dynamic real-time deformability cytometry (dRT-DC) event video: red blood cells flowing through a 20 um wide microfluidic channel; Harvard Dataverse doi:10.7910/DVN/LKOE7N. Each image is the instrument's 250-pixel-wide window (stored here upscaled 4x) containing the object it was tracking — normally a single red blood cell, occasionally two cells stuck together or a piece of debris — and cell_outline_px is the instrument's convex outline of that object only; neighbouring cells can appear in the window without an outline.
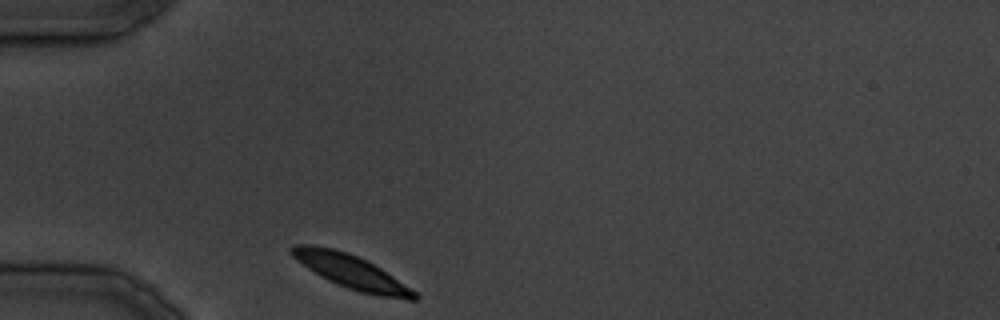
{"species": "common noctule bat (a hibernating species)", "species_latin": "Nyctalus noctula", "temperature_condition": "cold", "stored_images_in_passage": 22, "camera_frame_rate_fps": 3000, "um_per_image_px": 0.085, "animal": {"sex": "male", "body_mass_g": 19.5, "forearm_length_mm": 54.6}, "frame": {"image": 1, "passage_image": 1, "time_ms": 0.0, "image_size_px": [1000, 320], "cell_outline_px": [[420, 296], [416, 300], [408, 300], [380, 296], [360, 292], [336, 284], [328, 280], [308, 268], [292, 256], [288, 252], [288, 248], [292, 244], [312, 244], [332, 248], [348, 252], [380, 268], [416, 292]], "centroid_in_image_um": [29.81, 23.08], "position_along_channel_um": 55.2, "area_um2": 23.93}}
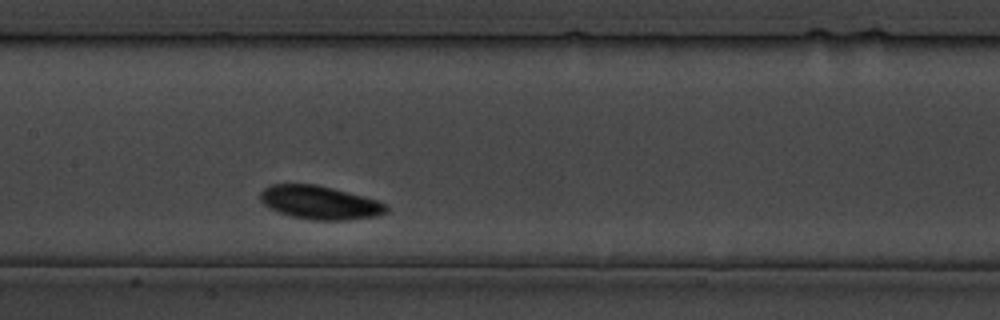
{"frame": {"image": 2, "passage_image": 9, "time_ms": 10.0, "image_size_px": [1000, 320], "cell_outline_px": [[388, 212], [380, 216], [348, 220], [308, 220], [292, 216], [268, 208], [260, 200], [260, 192], [264, 188], [272, 184], [316, 184], [380, 200], [388, 204]], "centroid_in_image_um": [27.23, 17.22], "position_along_channel_um": 180.2, "area_um2": 24.91}}
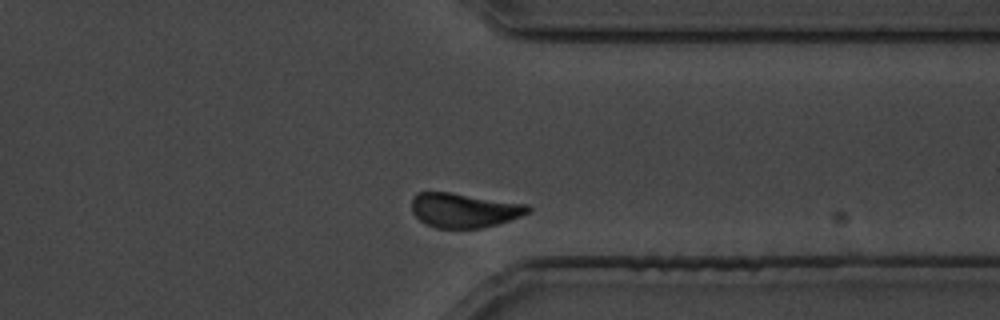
{"frame": {"image": 3, "passage_image": 20, "time_ms": 23.667, "image_size_px": [1000, 320], "cell_outline_px": [[532, 212], [496, 224], [480, 228], [436, 228], [420, 220], [412, 212], [412, 196], [416, 192], [452, 192], [528, 204], [532, 208]], "centroid_in_image_um": [39.46, 17.85], "position_along_channel_um": 371.9, "area_um2": 23.47}}